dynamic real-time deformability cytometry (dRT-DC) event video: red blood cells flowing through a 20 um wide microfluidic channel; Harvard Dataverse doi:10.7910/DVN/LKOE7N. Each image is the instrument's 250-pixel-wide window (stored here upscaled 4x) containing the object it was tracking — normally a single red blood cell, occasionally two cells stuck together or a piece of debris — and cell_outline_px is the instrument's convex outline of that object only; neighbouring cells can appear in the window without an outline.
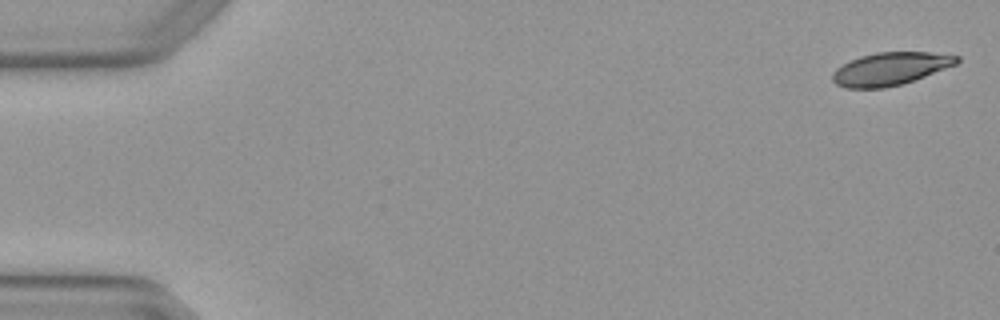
{"species": "Egyptian fruit bat (a non-hibernating species)", "species_latin": "Rousettus aegyptiacus", "temperature_condition": "warm", "stored_images_in_passage": 5, "camera_frame_rate_fps": 3000, "um_per_image_px": 0.085, "animal": {"sex": "female"}, "frame": {"image": 1, "passage_image": 1, "time_ms": 0.0, "image_size_px": [1000, 320], "cell_outline_px": [[960, 60], [956, 64], [904, 84], [884, 88], [844, 88], [836, 84], [832, 80], [832, 72], [836, 68], [860, 56], [876, 52], [928, 52], [960, 56]], "centroid_in_image_um": [75.66, 5.85], "position_along_channel_um": 9.3, "area_um2": 23.76}}
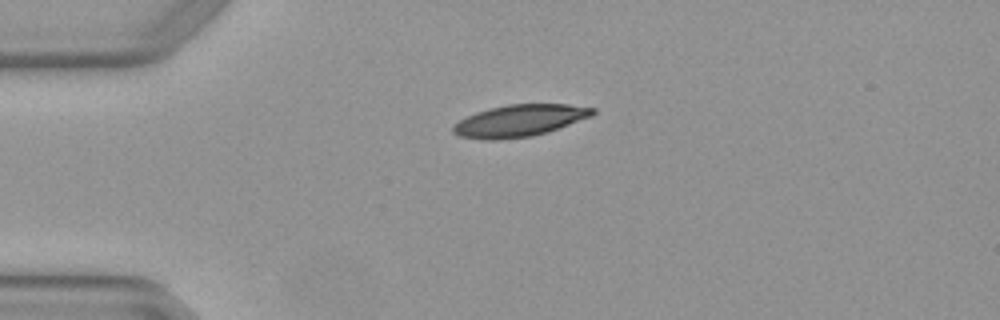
{"frame": {"image": 2, "passage_image": 4, "time_ms": 1.0, "image_size_px": [1000, 320], "cell_outline_px": [[596, 112], [592, 116], [548, 132], [532, 136], [492, 140], [460, 136], [452, 132], [452, 128], [460, 120], [476, 112], [488, 108], [508, 104], [568, 104], [596, 108]], "centroid_in_image_um": [44.2, 10.24], "position_along_channel_um": 40.8, "area_um2": 25.78}}